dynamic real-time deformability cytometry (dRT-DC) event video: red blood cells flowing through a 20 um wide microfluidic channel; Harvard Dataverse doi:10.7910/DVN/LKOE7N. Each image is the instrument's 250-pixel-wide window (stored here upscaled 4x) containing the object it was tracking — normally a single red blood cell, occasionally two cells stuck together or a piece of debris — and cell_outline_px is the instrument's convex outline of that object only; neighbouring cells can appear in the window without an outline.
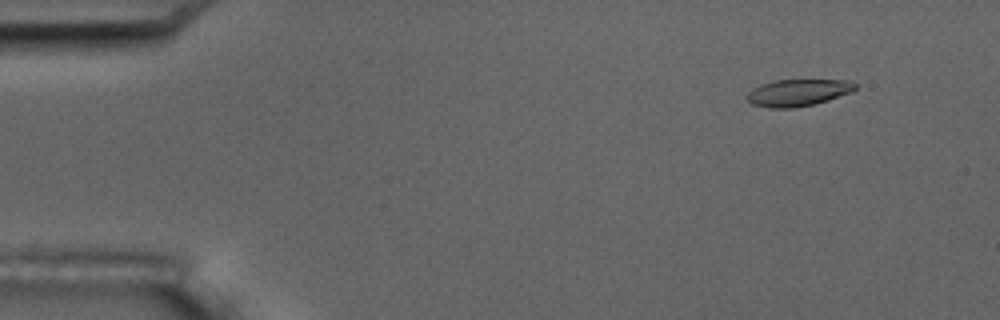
{"species": "common noctule bat (a hibernating species)", "species_latin": "Nyctalus noctula", "temperature_condition": "room temperature", "stored_images_in_passage": 4, "camera_frame_rate_fps": 3000, "um_per_image_px": 0.085, "animal": {"sex": "male", "body_mass_g": 17.5, "forearm_length_mm": 52.3}, "frame": {"image": 1, "passage_image": 1, "time_ms": 0.0, "image_size_px": [1000, 320], "cell_outline_px": [[856, 88], [852, 92], [828, 100], [812, 104], [792, 108], [768, 108], [752, 104], [744, 96], [752, 88], [760, 84], [772, 80], [852, 80], [856, 84]], "centroid_in_image_um": [67.8, 7.86], "position_along_channel_um": 17.2, "area_um2": 17.11}}